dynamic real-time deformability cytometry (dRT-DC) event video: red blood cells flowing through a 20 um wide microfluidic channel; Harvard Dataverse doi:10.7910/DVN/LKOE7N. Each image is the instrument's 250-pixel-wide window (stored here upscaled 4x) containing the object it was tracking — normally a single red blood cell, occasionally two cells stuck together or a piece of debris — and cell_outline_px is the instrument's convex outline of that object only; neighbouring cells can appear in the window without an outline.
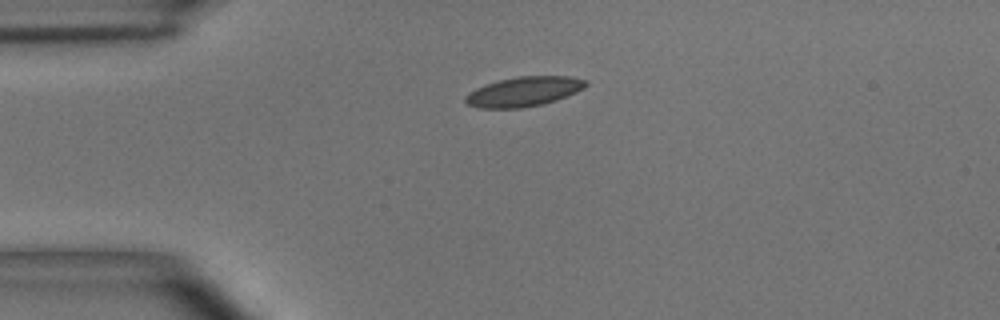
{"species": "common noctule bat (a hibernating species)", "species_latin": "Nyctalus noctula", "temperature_condition": "room temperature", "stored_images_in_passage": 36, "camera_frame_rate_fps": 3000, "um_per_image_px": 0.085, "animal": {"sex": "male", "body_mass_g": 15.6}, "frame": {"image": 1, "passage_image": 1, "time_ms": 0.0, "image_size_px": [1000, 320], "cell_outline_px": [[588, 84], [584, 88], [576, 92], [556, 100], [540, 104], [520, 108], [480, 108], [468, 104], [464, 100], [464, 96], [468, 92], [484, 84], [516, 76], [568, 76], [588, 80]], "centroid_in_image_um": [44.51, 7.77], "position_along_channel_um": 40.5, "area_um2": 20.81}}
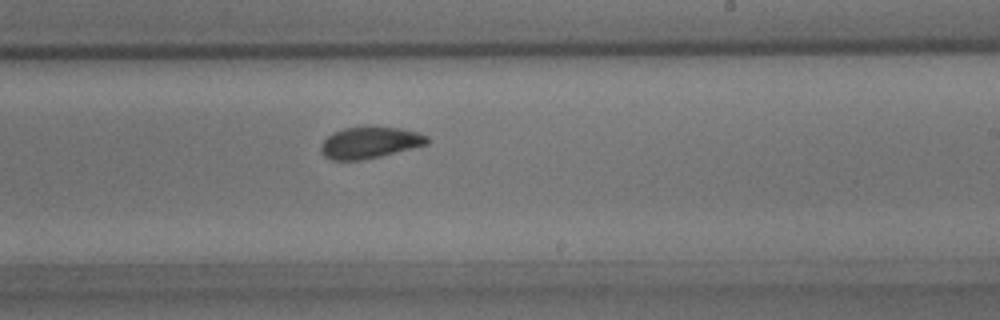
{"frame": {"image": 2, "passage_image": 21, "time_ms": 6.667, "image_size_px": [1000, 320], "cell_outline_px": [[432, 140], [428, 144], [380, 156], [360, 160], [332, 160], [324, 156], [320, 152], [320, 144], [332, 132], [344, 128], [372, 124], [400, 128], [416, 132], [428, 136]], "centroid_in_image_um": [31.43, 12.08], "position_along_channel_um": 257.6, "area_um2": 20.06}}
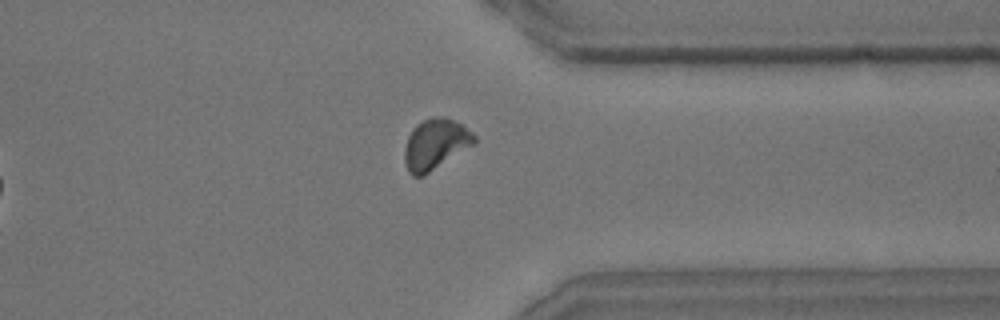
{"frame": {"image": 3, "passage_image": 31, "time_ms": 10.0, "image_size_px": [1000, 320], "cell_outline_px": [[476, 144], [424, 176], [412, 176], [408, 172], [404, 160], [404, 148], [408, 136], [412, 128], [416, 124], [432, 116], [444, 116], [460, 124], [472, 132], [476, 136]], "centroid_in_image_um": [37.01, 12.27], "position_along_channel_um": 374.4, "area_um2": 20.87}, "authors_computed_cell_mechanics": {"area_um2": 20.2011, "velocity_mm_per_s": 3.6159, "shape_relaxation_time_tau1_ms": 4.1925, "shape_relaxation_time_tau2_ms": 1.806, "deformation_change_tau1": 0.1179, "deformation_change_tau2": 0.0626}}